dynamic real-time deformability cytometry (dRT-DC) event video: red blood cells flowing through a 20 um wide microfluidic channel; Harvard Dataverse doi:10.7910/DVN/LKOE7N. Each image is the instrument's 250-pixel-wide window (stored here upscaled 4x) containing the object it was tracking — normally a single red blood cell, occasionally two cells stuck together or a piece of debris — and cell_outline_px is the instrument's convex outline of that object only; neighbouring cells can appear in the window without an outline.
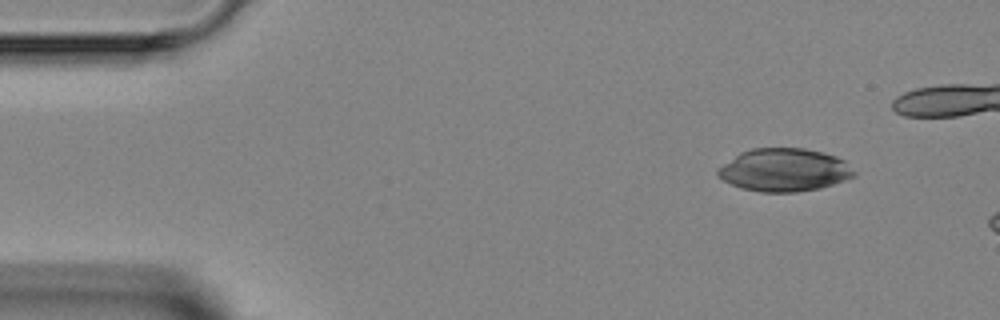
{"species": "Egyptian fruit bat (a non-hibernating species)", "species_latin": "Rousettus aegyptiacus", "temperature_condition": "room temperature", "stored_images_in_passage": 3, "camera_frame_rate_fps": 3000, "um_per_image_px": 0.085, "animal": {"sex": "female"}, "frame": {"image": 1, "passage_image": 1, "time_ms": 0.0, "image_size_px": [1000, 320], "cell_outline_px": [[856, 176], [820, 188], [796, 192], [760, 192], [740, 188], [716, 176], [716, 168], [740, 152], [752, 148], [804, 148], [836, 156], [844, 160], [856, 172]], "centroid_in_image_um": [66.63, 14.45], "position_along_channel_um": 18.4, "area_um2": 34.22}}